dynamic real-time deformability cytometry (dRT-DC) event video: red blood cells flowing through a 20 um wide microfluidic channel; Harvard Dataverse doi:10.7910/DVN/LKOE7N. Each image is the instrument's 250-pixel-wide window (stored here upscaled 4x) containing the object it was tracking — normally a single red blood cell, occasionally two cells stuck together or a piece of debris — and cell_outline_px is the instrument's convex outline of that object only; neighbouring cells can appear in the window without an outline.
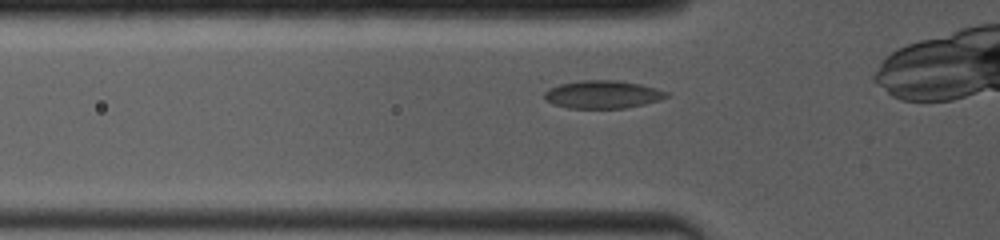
{"species": "common noctule bat (a hibernating species)", "species_latin": "Nyctalus noctula", "temperature_condition": "room temperature", "stored_images_in_passage": 55, "camera_frame_rate_fps": 4000, "um_per_image_px": 0.085, "animal": {"sex": "female", "body_mass_g": 19.0, "forearm_length_mm": 53.3}, "frame": {"image": 1, "passage_image": 7, "time_ms": 1.0, "image_size_px": [1000, 240], "cell_outline_px": [[668, 96], [644, 104], [624, 108], [568, 108], [552, 104], [544, 100], [544, 92], [548, 88], [560, 84], [580, 80], [616, 80], [640, 84], [656, 88], [668, 92]], "centroid_in_image_um": [51.16, 8.02], "position_along_channel_um": 74.6, "area_um2": 19.83}}
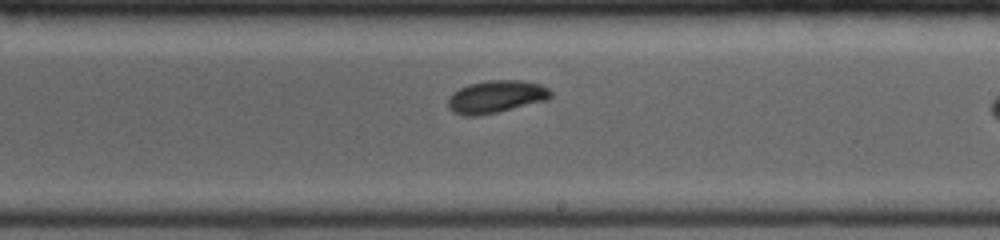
{"frame": {"image": 2, "passage_image": 31, "time_ms": 5.25, "image_size_px": [1000, 240], "cell_outline_px": [[552, 96], [548, 100], [480, 116], [464, 116], [452, 112], [448, 108], [448, 96], [452, 92], [468, 84], [488, 80], [520, 80], [540, 84], [548, 88], [552, 92]], "centroid_in_image_um": [42.14, 8.23], "position_along_channel_um": 246.9, "area_um2": 19.71}}
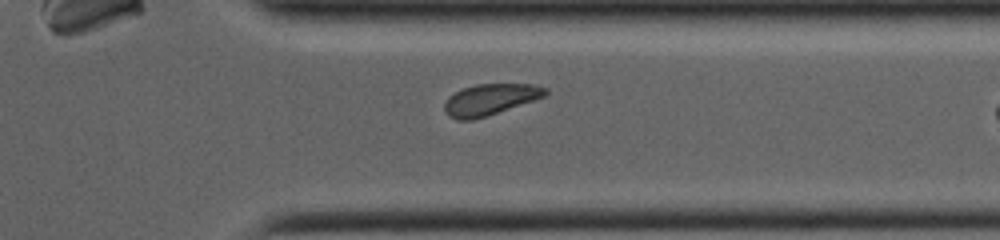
{"frame": {"image": 3, "passage_image": 48, "time_ms": 8.25, "image_size_px": [1000, 240], "cell_outline_px": [[548, 92], [544, 96], [472, 120], [456, 120], [448, 116], [444, 108], [444, 104], [448, 96], [464, 88], [476, 84], [532, 84], [548, 88]], "centroid_in_image_um": [41.61, 8.45], "position_along_channel_um": 369.8, "area_um2": 17.92}, "authors_computed_cell_mechanics": {"area_um2": 19.4208, "velocity_mm_per_s": 4.0622, "shape_relaxation_time_tau1_ms": 3.8603, "shape_relaxation_time_tau2_ms": null, "deformation_change_tau1": 0.1124, "deformation_change_tau2": null}}